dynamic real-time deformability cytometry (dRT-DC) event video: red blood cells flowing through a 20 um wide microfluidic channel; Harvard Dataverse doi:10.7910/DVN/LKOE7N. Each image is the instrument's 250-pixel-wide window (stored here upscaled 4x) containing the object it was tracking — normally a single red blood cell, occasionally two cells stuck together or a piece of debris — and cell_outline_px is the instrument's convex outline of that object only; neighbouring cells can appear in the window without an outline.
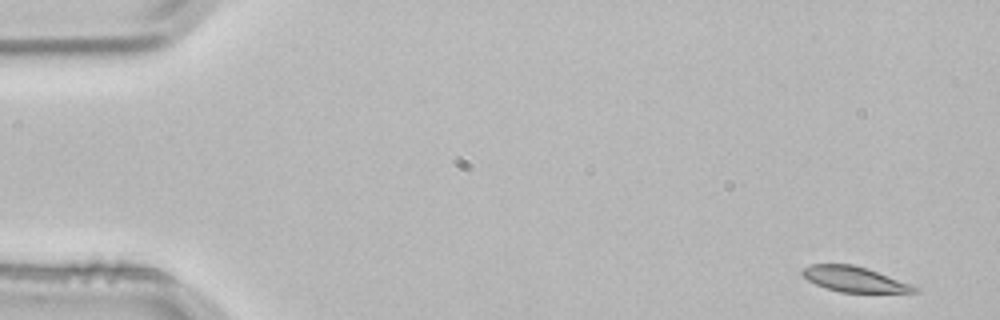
{"species": "common noctule bat (a hibernating species)", "species_latin": "Nyctalus noctula", "temperature_condition": "room temperature", "stored_images_in_passage": 5, "camera_frame_rate_fps": 3000, "um_per_image_px": 0.085, "animal": {"sex": "male", "body_mass_g": 21.5, "forearm_length_mm": 52.0}, "frame": {"image": 1, "passage_image": 1, "time_ms": 0.0, "image_size_px": [1000, 320], "cell_outline_px": [[920, 292], [840, 292], [824, 288], [808, 280], [800, 272], [804, 268], [812, 264], [852, 264], [868, 268], [912, 284], [920, 288]], "centroid_in_image_um": [72.65, 23.73], "position_along_channel_um": 12.3, "area_um2": 16.59}}
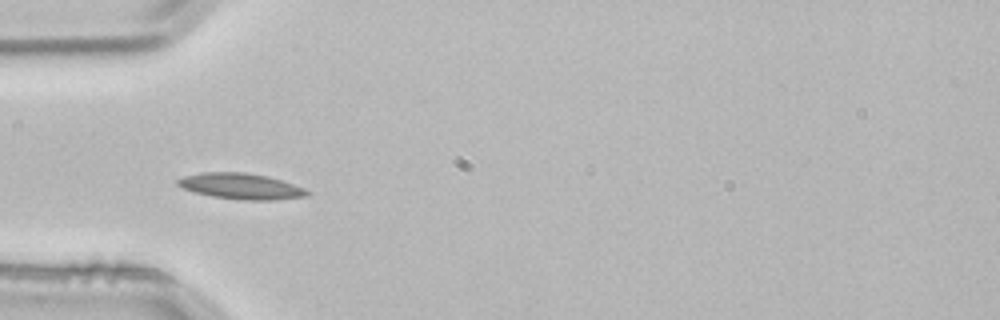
{"frame": {"image": 2, "passage_image": 4, "time_ms": 1.0, "image_size_px": [1000, 320], "cell_outline_px": [[312, 192], [308, 196], [272, 200], [240, 200], [212, 196], [196, 192], [184, 188], [176, 184], [176, 180], [184, 176], [200, 172], [244, 172], [268, 176], [304, 188]], "centroid_in_image_um": [20.49, 15.83], "position_along_channel_um": 64.5, "area_um2": 19.48}}